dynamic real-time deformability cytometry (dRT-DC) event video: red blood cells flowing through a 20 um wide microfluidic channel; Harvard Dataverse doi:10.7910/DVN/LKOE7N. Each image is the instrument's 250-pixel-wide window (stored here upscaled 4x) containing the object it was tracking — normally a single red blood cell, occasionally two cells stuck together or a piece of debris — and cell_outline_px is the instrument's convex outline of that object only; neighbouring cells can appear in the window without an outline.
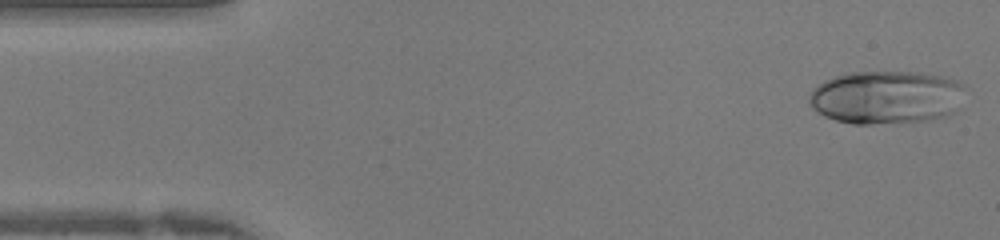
{"species": "human", "species_latin": "Homo sapiens", "temperature_condition": "warm", "stored_images_in_passage": 40, "camera_frame_rate_fps": 3000, "um_per_image_px": 0.085, "donor": {"sex": "female"}, "frame": {"image": 1, "passage_image": 1, "time_ms": 0.0, "image_size_px": [1000, 240], "cell_outline_px": [[968, 88], [960, 108], [956, 112], [948, 116], [932, 120], [872, 124], [852, 124], [836, 120], [824, 116], [816, 112], [812, 108], [808, 100], [808, 92], [812, 88], [824, 80], [848, 72], [920, 72], [944, 76], [956, 80]], "centroid_in_image_um": [75.38, 8.27], "position_along_channel_um": 9.6, "area_um2": 49.59}}
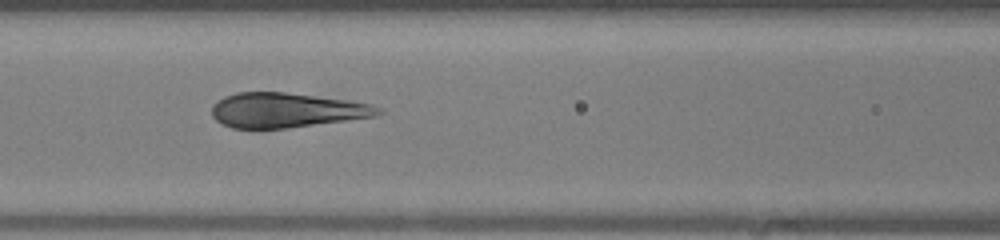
{"frame": {"image": 2, "passage_image": 16, "time_ms": 5.0, "image_size_px": [1000, 240], "cell_outline_px": [[384, 112], [376, 116], [284, 128], [232, 128], [220, 124], [212, 116], [212, 104], [224, 96], [236, 92], [284, 92], [344, 100], [372, 104], [380, 108]], "centroid_in_image_um": [24.28, 9.36], "position_along_channel_um": 142.3, "area_um2": 33.35}}
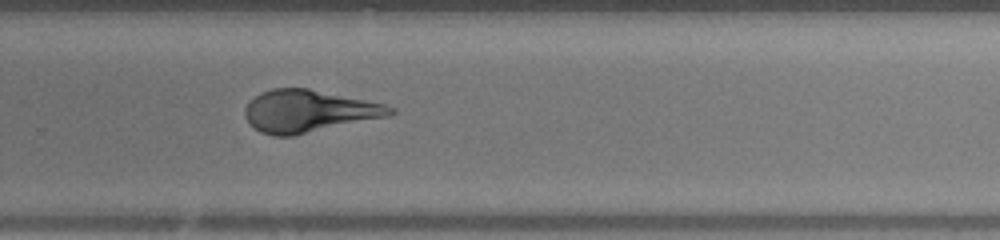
{"frame": {"image": 3, "passage_image": 26, "time_ms": 8.333, "image_size_px": [1000, 240], "cell_outline_px": [[396, 112], [388, 116], [292, 136], [272, 136], [260, 132], [244, 116], [244, 108], [248, 100], [260, 92], [272, 88], [308, 88], [384, 104], [396, 108]], "centroid_in_image_um": [26.19, 9.44], "position_along_channel_um": 303.6, "area_um2": 35.66}}